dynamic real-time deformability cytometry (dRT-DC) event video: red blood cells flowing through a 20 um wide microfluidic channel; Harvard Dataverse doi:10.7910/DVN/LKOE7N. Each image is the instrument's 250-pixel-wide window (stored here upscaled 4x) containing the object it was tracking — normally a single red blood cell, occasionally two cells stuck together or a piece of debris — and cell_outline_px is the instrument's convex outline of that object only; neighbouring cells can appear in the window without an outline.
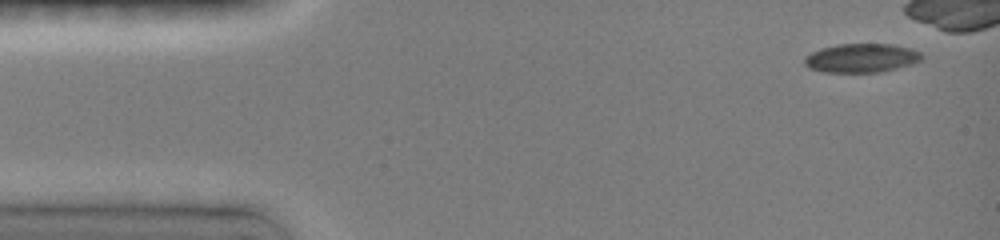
{"species": "common noctule bat (a hibernating species)", "species_latin": "Nyctalus noctula", "temperature_condition": "room temperature", "stored_images_in_passage": 9, "camera_frame_rate_fps": 3000, "um_per_image_px": 0.085, "animal": {"sex": "female", "body_mass_g": 19.0, "forearm_length_mm": 51.5}, "frame": {"image": 1, "passage_image": 1, "time_ms": 0.0, "image_size_px": [1000, 240], "cell_outline_px": [[924, 56], [920, 60], [912, 64], [880, 72], [824, 72], [808, 68], [804, 64], [804, 56], [820, 48], [836, 44], [892, 44], [912, 48], [920, 52]], "centroid_in_image_um": [73.2, 4.92], "position_along_channel_um": 11.8, "area_um2": 19.88}}